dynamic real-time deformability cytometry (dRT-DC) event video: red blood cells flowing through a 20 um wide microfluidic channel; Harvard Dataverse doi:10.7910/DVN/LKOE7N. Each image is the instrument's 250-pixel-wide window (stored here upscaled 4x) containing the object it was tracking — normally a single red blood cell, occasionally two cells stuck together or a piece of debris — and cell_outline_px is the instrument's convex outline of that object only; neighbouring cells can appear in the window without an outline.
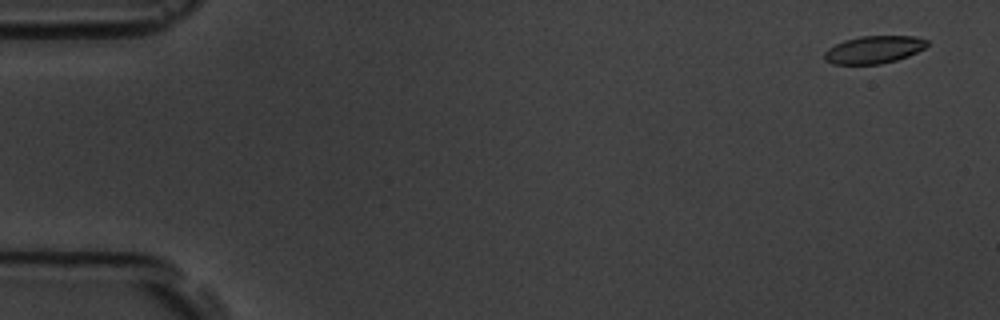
{"species": "common noctule bat (a hibernating species)", "species_latin": "Nyctalus noctula", "temperature_condition": "room temperature", "stored_images_in_passage": 5, "camera_frame_rate_fps": 3000, "um_per_image_px": 0.085, "animal": {"sex": "male", "body_mass_g": 19.5, "forearm_length_mm": 54.6}, "frame": {"image": 1, "passage_image": 1, "time_ms": 0.0, "image_size_px": [1000, 320], "cell_outline_px": [[928, 44], [924, 48], [908, 56], [896, 60], [880, 64], [832, 64], [824, 60], [824, 52], [828, 48], [844, 40], [860, 36], [912, 36], [928, 40]], "centroid_in_image_um": [74.25, 4.22], "position_along_channel_um": 10.7, "area_um2": 16.47}}